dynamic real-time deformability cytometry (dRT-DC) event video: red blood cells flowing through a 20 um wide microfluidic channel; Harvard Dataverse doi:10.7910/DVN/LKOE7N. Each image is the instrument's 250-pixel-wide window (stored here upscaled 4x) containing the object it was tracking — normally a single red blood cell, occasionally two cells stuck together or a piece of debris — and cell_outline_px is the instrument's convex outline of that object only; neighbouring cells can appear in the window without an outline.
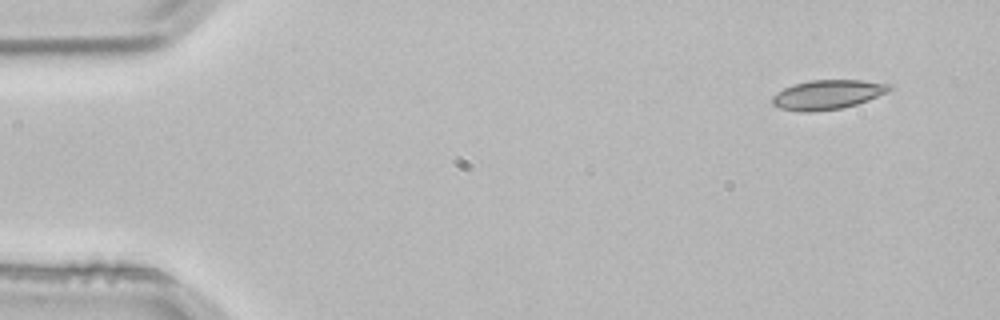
{"species": "common noctule bat (a hibernating species)", "species_latin": "Nyctalus noctula", "temperature_condition": "room temperature", "stored_images_in_passage": 3, "camera_frame_rate_fps": 3000, "um_per_image_px": 0.085, "animal": {"sex": "male", "body_mass_g": 21.5, "forearm_length_mm": 52.0}, "frame": {"image": 1, "passage_image": 1, "time_ms": 0.0, "image_size_px": [1000, 320], "cell_outline_px": [[892, 88], [888, 92], [868, 100], [856, 104], [840, 108], [812, 112], [800, 112], [780, 108], [772, 104], [772, 96], [776, 92], [792, 84], [808, 80], [860, 80], [892, 84]], "centroid_in_image_um": [70.32, 8.03], "position_along_channel_um": 14.7, "area_um2": 20.17}}
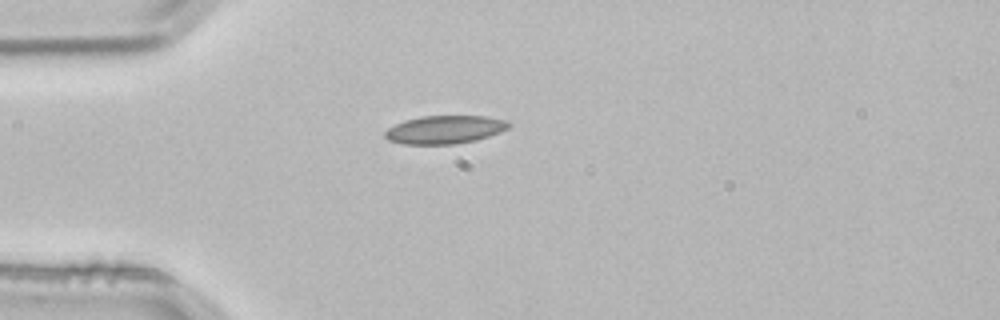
{"frame": {"image": 2, "passage_image": 3, "time_ms": 0.667, "image_size_px": [1000, 320], "cell_outline_px": [[512, 124], [508, 128], [500, 132], [476, 140], [456, 144], [404, 144], [388, 140], [384, 136], [384, 132], [388, 128], [404, 120], [420, 116], [488, 116], [504, 120]], "centroid_in_image_um": [37.8, 11.01], "position_along_channel_um": 47.2, "area_um2": 20.35}}